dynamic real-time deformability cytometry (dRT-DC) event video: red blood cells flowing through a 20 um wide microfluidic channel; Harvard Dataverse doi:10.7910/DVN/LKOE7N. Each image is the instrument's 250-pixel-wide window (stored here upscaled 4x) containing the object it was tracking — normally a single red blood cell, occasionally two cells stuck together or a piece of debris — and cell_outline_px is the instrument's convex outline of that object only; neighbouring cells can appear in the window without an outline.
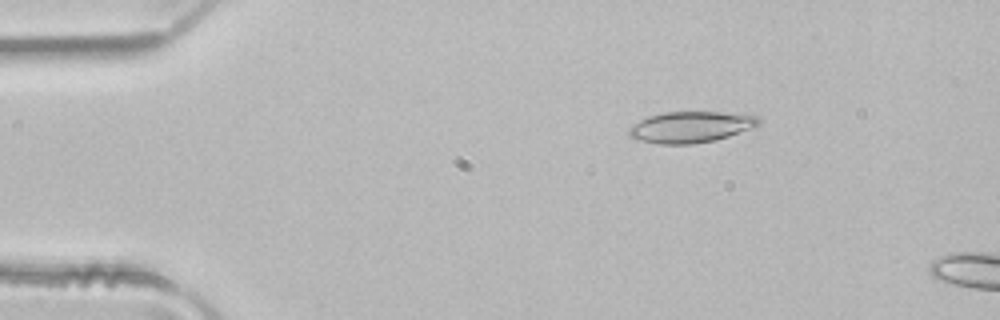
{"species": "common noctule bat (a hibernating species)", "species_latin": "Nyctalus noctula", "temperature_condition": "room temperature", "stored_images_in_passage": 4, "camera_frame_rate_fps": 3000, "um_per_image_px": 0.085, "animal": {"sex": "male", "body_mass_g": 21.5, "forearm_length_mm": 52.0}, "frame": {"image": 1, "passage_image": 2, "time_ms": 0.333, "image_size_px": [1000, 320], "cell_outline_px": [[760, 124], [756, 128], [716, 140], [692, 144], [660, 144], [640, 140], [628, 136], [628, 128], [632, 124], [648, 116], [664, 112], [724, 112], [756, 116], [760, 120]], "centroid_in_image_um": [58.72, 10.8], "position_along_channel_um": 26.3, "area_um2": 23.76}}